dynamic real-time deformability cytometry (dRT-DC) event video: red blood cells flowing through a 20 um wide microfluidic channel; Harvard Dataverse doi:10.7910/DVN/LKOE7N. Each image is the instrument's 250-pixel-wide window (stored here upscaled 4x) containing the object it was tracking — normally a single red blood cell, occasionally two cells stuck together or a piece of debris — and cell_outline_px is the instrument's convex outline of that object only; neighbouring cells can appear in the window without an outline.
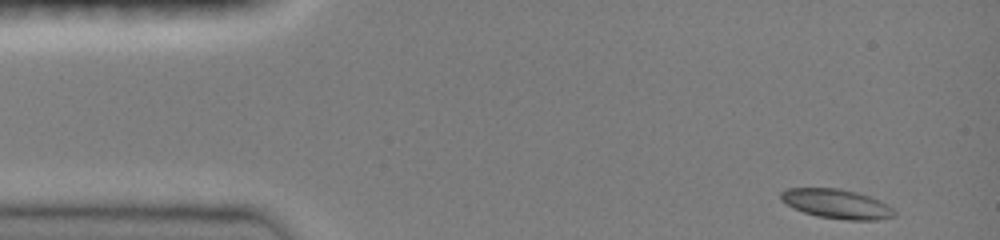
{"species": "common noctule bat (a hibernating species)", "species_latin": "Nyctalus noctula", "temperature_condition": "room temperature", "stored_images_in_passage": 25, "camera_frame_rate_fps": 3000, "um_per_image_px": 0.085, "animal": {"sex": "female", "body_mass_g": 19.0, "forearm_length_mm": 51.5}, "frame": {"image": 1, "passage_image": 1, "time_ms": 0.0, "image_size_px": [1000, 240], "cell_outline_px": [[896, 216], [876, 220], [848, 220], [816, 216], [792, 208], [780, 200], [780, 192], [784, 188], [840, 188], [856, 192], [868, 196], [888, 204], [896, 212]], "centroid_in_image_um": [71.09, 17.33], "position_along_channel_um": 13.9, "area_um2": 19.59}}
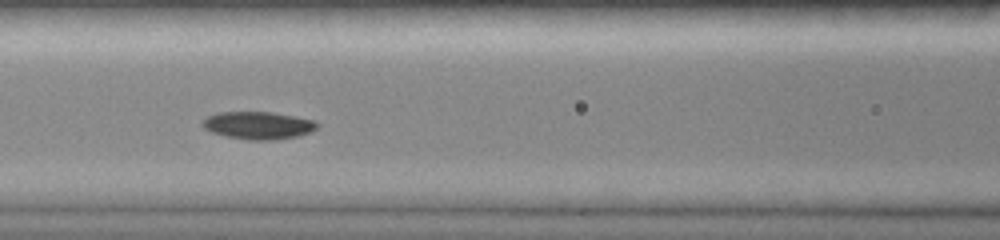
{"frame": {"image": 2, "passage_image": 15, "time_ms": 5.667, "image_size_px": [1000, 240], "cell_outline_px": [[320, 124], [316, 128], [308, 132], [296, 136], [276, 140], [248, 140], [224, 136], [212, 132], [204, 128], [200, 124], [208, 116], [216, 112], [272, 112], [296, 116], [316, 120]], "centroid_in_image_um": [21.94, 10.65], "position_along_channel_um": 144.7, "area_um2": 18.55}}
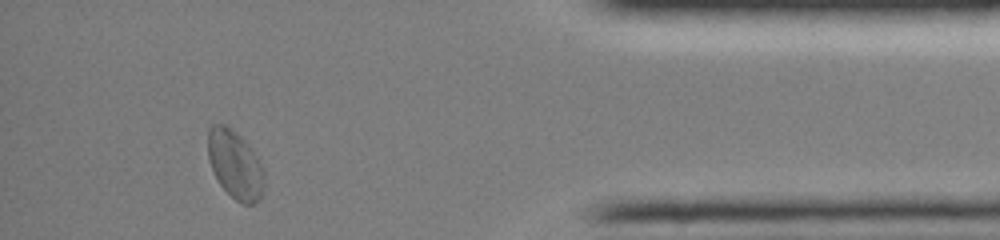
{"frame": {"image": 3, "passage_image": 25, "time_ms": 13.333, "image_size_px": [1000, 240], "cell_outline_px": [[264, 188], [260, 200], [252, 204], [244, 204], [236, 200], [220, 184], [212, 168], [208, 156], [208, 128], [212, 124], [224, 124], [232, 128], [252, 148], [260, 160], [264, 168]], "centroid_in_image_um": [20.01, 13.97], "position_along_channel_um": 415.2, "area_um2": 22.54}, "authors_computed_cell_mechanics": {"area_um2": 18.3804, "velocity_mm_per_s": 3.9447, "shape_relaxation_time_tau1_ms": 3.116, "shape_relaxation_time_tau2_ms": null, "deformation_change_tau1": 0.1077, "deformation_change_tau2": null}}